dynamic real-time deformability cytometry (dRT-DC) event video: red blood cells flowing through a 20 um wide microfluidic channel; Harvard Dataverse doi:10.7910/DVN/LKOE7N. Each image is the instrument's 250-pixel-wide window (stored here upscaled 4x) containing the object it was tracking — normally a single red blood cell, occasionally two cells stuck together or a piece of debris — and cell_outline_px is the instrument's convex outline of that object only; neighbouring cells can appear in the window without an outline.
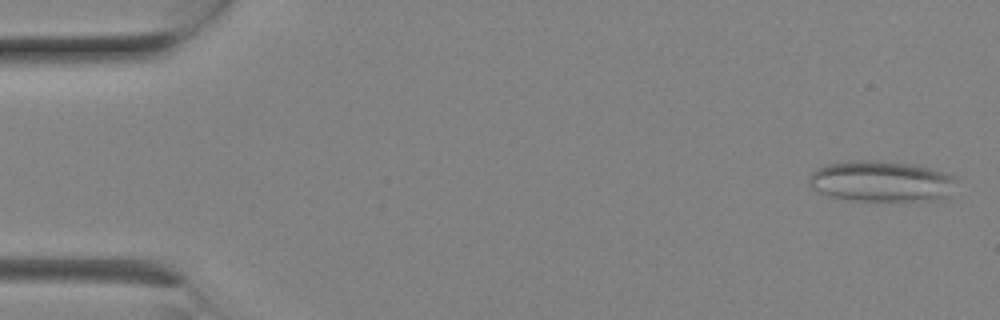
{"species": "Egyptian fruit bat (a non-hibernating species)", "species_latin": "Rousettus aegyptiacus", "temperature_condition": "room temperature", "stored_images_in_passage": 7, "camera_frame_rate_fps": 3000, "um_per_image_px": 0.085, "animal": {"sex": "female"}, "frame": {"image": 1, "passage_image": 1, "time_ms": 0.0, "image_size_px": [1000, 320], "cell_outline_px": [[956, 180], [948, 196], [944, 200], [848, 200], [832, 196], [820, 192], [812, 188], [808, 184], [812, 172], [816, 168], [828, 164], [852, 160], [872, 160], [908, 164], [928, 168], [944, 172], [952, 176]], "centroid_in_image_um": [74.89, 15.41], "position_along_channel_um": 10.1, "area_um2": 34.74}}